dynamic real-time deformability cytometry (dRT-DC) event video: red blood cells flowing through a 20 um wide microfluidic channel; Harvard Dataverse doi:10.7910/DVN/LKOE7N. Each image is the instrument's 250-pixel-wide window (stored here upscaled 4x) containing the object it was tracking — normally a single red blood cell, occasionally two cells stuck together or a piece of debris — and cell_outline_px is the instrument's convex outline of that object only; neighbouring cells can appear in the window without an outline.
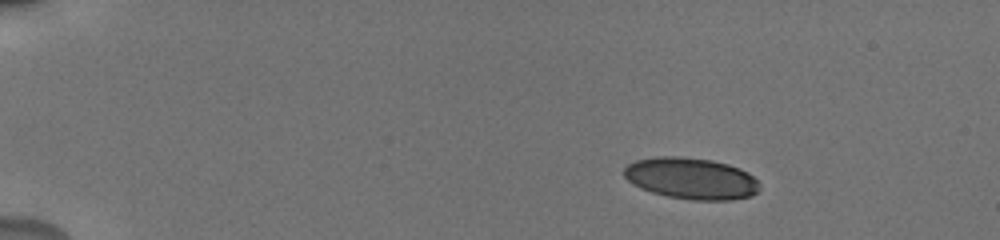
{"species": "human", "species_latin": "Homo sapiens", "temperature_condition": "cold", "stored_images_in_passage": 47, "camera_frame_rate_fps": 3000, "um_per_image_px": 0.085, "donor": {"sex": "male"}, "frame": {"image": 1, "passage_image": 1, "time_ms": 0.0, "image_size_px": [1000, 240], "cell_outline_px": [[760, 188], [752, 196], [732, 200], [692, 200], [668, 196], [652, 192], [640, 188], [632, 184], [624, 176], [624, 168], [628, 164], [636, 160], [656, 156], [676, 156], [712, 160], [728, 164], [740, 168], [748, 172], [756, 180]], "centroid_in_image_um": [58.74, 15.16], "position_along_channel_um": 26.3, "area_um2": 32.83}}
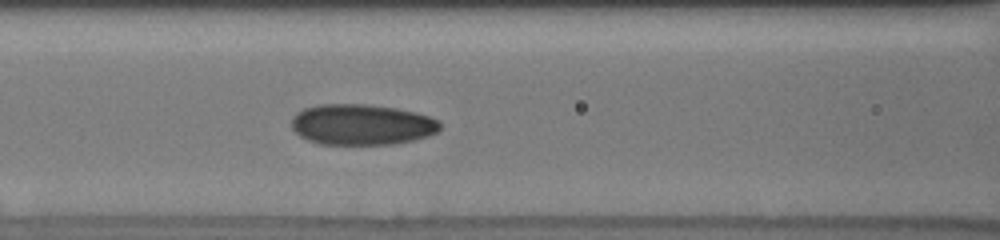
{"frame": {"image": 2, "passage_image": 18, "time_ms": 5.667, "image_size_px": [1000, 240], "cell_outline_px": [[440, 128], [436, 132], [428, 136], [396, 144], [320, 144], [308, 140], [300, 136], [292, 128], [292, 116], [296, 112], [304, 108], [320, 104], [364, 104], [396, 108], [416, 112], [440, 120]], "centroid_in_image_um": [30.74, 10.58], "position_along_channel_um": 135.9, "area_um2": 35.37}}
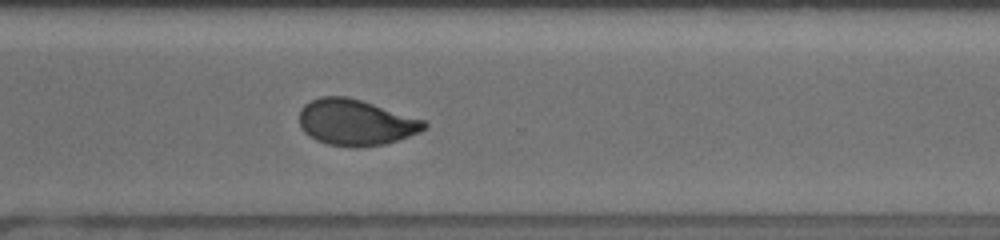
{"frame": {"image": 3, "passage_image": 34, "time_ms": 11.0, "image_size_px": [1000, 240], "cell_outline_px": [[428, 128], [420, 132], [384, 144], [356, 148], [328, 144], [316, 140], [308, 136], [300, 128], [300, 108], [304, 104], [320, 96], [348, 96], [424, 120], [428, 124]], "centroid_in_image_um": [30.21, 10.41], "position_along_channel_um": 340.4, "area_um2": 33.52}, "authors_computed_cell_mechanics": {"area_um2": 33.9286, "velocity_mm_per_s": 3.8412, "shape_relaxation_time_tau1_ms": 10.7073, "shape_relaxation_time_tau2_ms": 1.4751, "deformation_change_tau1": 0.216, "deformation_change_tau2": 0.0672}}